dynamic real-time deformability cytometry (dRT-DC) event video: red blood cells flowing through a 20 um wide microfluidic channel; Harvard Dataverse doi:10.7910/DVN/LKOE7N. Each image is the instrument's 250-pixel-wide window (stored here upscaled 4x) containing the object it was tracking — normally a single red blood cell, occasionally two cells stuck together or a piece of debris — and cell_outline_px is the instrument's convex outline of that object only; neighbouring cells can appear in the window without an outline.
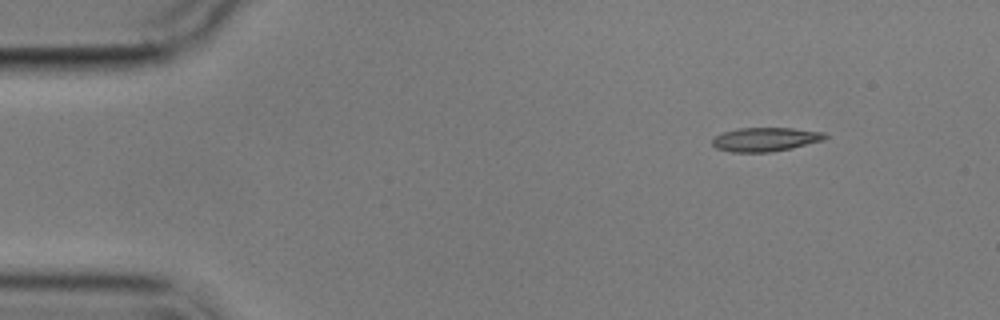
{"species": "common noctule bat (a hibernating species)", "species_latin": "Nyctalus noctula", "temperature_condition": "cold", "stored_images_in_passage": 4, "camera_frame_rate_fps": 3000, "um_per_image_px": 0.085, "animal": {"sex": "male", "body_mass_g": 17.9}, "frame": {"image": 1, "passage_image": 1, "time_ms": 0.0, "image_size_px": [1000, 320], "cell_outline_px": [[828, 136], [824, 140], [792, 148], [772, 152], [732, 152], [716, 148], [712, 144], [712, 140], [716, 136], [724, 132], [736, 128], [792, 128], [824, 132]], "centroid_in_image_um": [65.07, 11.85], "position_along_channel_um": 19.9, "area_um2": 15.72}}
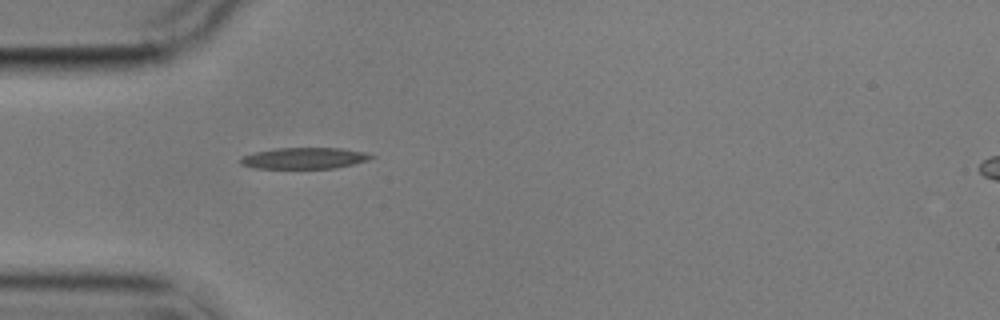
{"frame": {"image": 2, "passage_image": 4, "time_ms": 3.333, "image_size_px": [1000, 320], "cell_outline_px": [[376, 156], [368, 160], [336, 168], [252, 168], [240, 164], [240, 156], [256, 152], [276, 148], [340, 148], [364, 152]], "centroid_in_image_um": [25.83, 13.44], "position_along_channel_um": 59.2, "area_um2": 16.13}}